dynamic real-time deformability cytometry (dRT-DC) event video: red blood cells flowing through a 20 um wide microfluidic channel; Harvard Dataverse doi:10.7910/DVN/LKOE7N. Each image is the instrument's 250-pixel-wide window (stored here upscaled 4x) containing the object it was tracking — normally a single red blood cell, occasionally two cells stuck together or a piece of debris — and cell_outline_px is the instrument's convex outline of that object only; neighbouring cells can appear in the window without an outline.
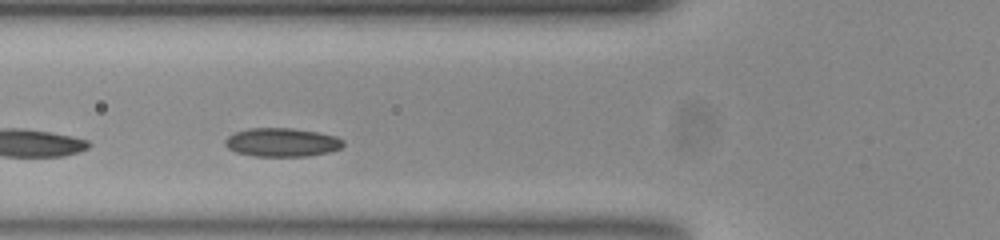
{"species": "common noctule bat (a hibernating species)", "species_latin": "Nyctalus noctula", "temperature_condition": "room temperature", "stored_images_in_passage": 18, "camera_frame_rate_fps": 3000, "um_per_image_px": 0.085, "animal": {"sex": "female", "body_mass_g": 23.0, "forearm_length_mm": 53.4}, "frame": {"image": 1, "passage_image": 8, "time_ms": 2.333, "image_size_px": [1000, 240], "cell_outline_px": [[344, 144], [340, 148], [328, 152], [308, 156], [256, 156], [236, 152], [228, 148], [224, 144], [224, 140], [228, 136], [236, 132], [248, 128], [292, 128], [316, 132], [336, 136], [344, 140]], "centroid_in_image_um": [23.96, 12.09], "position_along_channel_um": 101.8, "area_um2": 19.65}}